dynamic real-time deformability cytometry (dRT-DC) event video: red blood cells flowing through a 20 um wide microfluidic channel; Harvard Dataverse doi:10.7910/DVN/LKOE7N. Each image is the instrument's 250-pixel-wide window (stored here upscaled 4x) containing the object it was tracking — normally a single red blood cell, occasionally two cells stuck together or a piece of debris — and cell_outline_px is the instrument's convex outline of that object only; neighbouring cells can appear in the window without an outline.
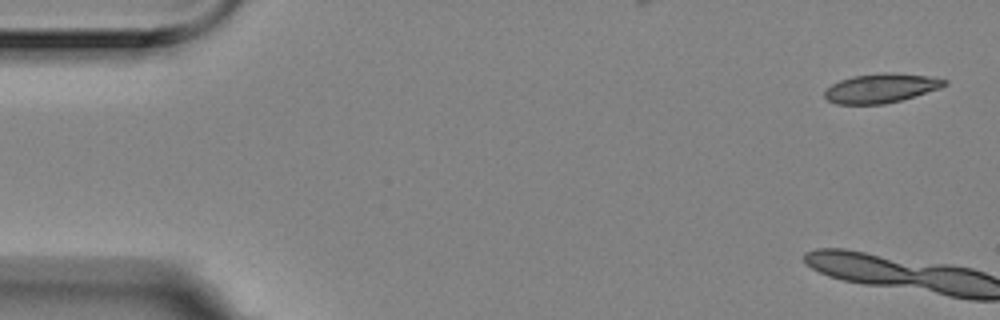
{"species": "Egyptian fruit bat (a non-hibernating species)", "species_latin": "Rousettus aegyptiacus", "temperature_condition": "room temperature", "stored_images_in_passage": 6, "camera_frame_rate_fps": 3000, "um_per_image_px": 0.085, "animal": {"sex": "female"}, "frame": {"image": 1, "passage_image": 1, "time_ms": 0.0, "image_size_px": [1000, 320], "cell_outline_px": [[948, 84], [940, 88], [900, 100], [884, 104], [836, 104], [828, 100], [824, 96], [824, 92], [832, 84], [840, 80], [852, 76], [884, 72], [888, 72], [928, 76], [948, 80]], "centroid_in_image_um": [74.88, 7.49], "position_along_channel_um": 10.1, "area_um2": 20.29}}
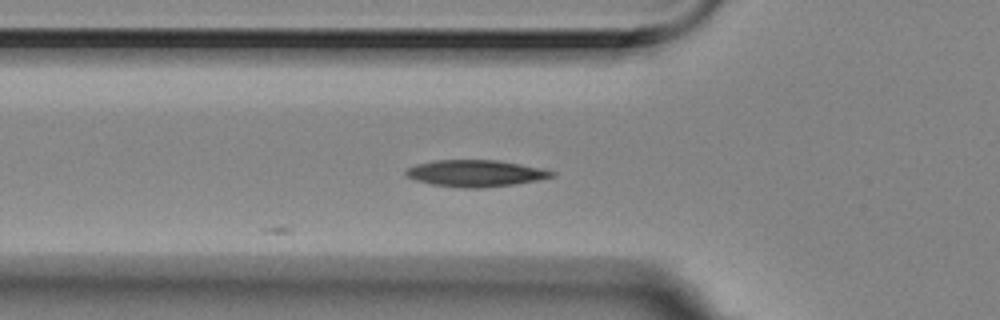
{"frame": {"image": 2, "passage_image": 6, "time_ms": 1.667, "image_size_px": [1000, 320], "cell_outline_px": [[556, 176], [536, 180], [512, 184], [480, 188], [464, 188], [432, 184], [416, 180], [408, 176], [404, 172], [408, 168], [416, 164], [436, 160], [496, 160], [520, 164], [540, 168], [556, 172]], "centroid_in_image_um": [40.42, 14.72], "position_along_channel_um": 85.4, "area_um2": 22.37}}